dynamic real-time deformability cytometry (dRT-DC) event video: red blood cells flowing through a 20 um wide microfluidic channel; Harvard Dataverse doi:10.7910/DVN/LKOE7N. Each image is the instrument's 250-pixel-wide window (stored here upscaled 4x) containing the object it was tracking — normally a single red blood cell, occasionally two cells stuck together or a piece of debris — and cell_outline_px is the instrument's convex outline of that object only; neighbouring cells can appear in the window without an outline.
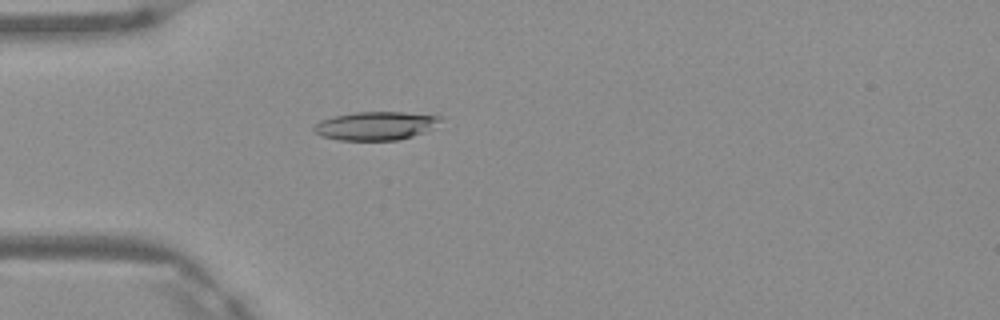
{"species": "Egyptian fruit bat (a non-hibernating species)", "species_latin": "Rousettus aegyptiacus", "temperature_condition": "warm", "stored_images_in_passage": 3, "camera_frame_rate_fps": 3000, "um_per_image_px": 0.085, "frame": {"image": 1, "passage_image": 3, "time_ms": 0.667, "image_size_px": [1000, 320], "cell_outline_px": [[440, 120], [424, 132], [412, 136], [396, 140], [340, 140], [320, 136], [312, 128], [320, 120], [332, 116], [356, 112], [404, 112], [440, 116]], "centroid_in_image_um": [31.85, 10.69], "position_along_channel_um": 53.1, "area_um2": 20.69}}